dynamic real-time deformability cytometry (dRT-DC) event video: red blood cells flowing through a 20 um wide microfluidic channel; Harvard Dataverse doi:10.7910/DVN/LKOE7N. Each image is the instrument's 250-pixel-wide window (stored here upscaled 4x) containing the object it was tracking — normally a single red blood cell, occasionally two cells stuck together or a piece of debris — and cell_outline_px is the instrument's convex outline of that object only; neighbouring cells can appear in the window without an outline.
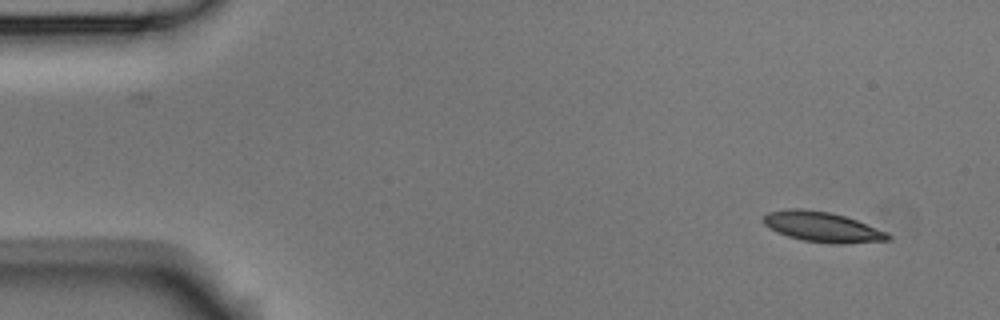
{"species": "Egyptian fruit bat (a non-hibernating species)", "species_latin": "Rousettus aegyptiacus", "temperature_condition": "room temperature", "stored_images_in_passage": 2, "camera_frame_rate_fps": 3000, "um_per_image_px": 0.085, "animal": {"sex": "male"}, "frame": {"image": 1, "passage_image": 2, "time_ms": 0.333, "image_size_px": [1000, 320], "cell_outline_px": [[892, 240], [840, 244], [832, 244], [804, 240], [788, 236], [776, 232], [764, 224], [764, 216], [768, 212], [788, 208], [800, 208], [832, 212], [856, 220], [888, 232], [892, 236]], "centroid_in_image_um": [69.92, 19.29], "position_along_channel_um": 15.1, "area_um2": 21.96}}